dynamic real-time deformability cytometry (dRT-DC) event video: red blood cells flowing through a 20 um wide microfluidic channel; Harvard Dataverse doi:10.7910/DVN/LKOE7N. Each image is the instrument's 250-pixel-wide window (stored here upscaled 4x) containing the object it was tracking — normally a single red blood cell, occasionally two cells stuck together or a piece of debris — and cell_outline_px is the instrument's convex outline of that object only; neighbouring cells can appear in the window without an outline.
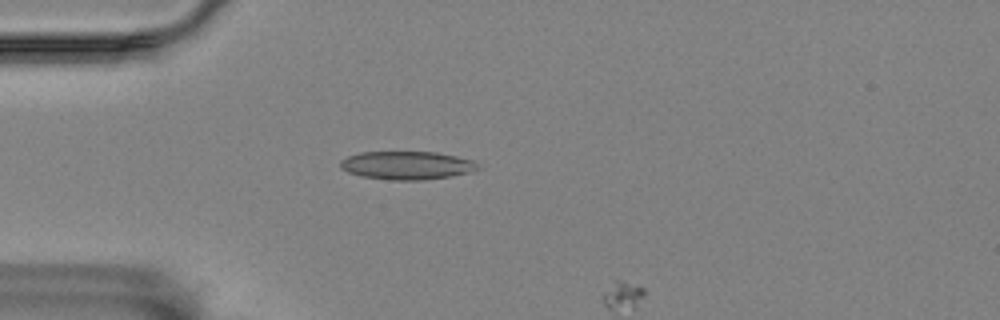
{"species": "Egyptian fruit bat (a non-hibernating species)", "species_latin": "Rousettus aegyptiacus", "temperature_condition": "room temperature", "stored_images_in_passage": 4, "camera_frame_rate_fps": 3000, "um_per_image_px": 0.085, "animal": {"sex": "female"}, "frame": {"image": 1, "passage_image": 3, "time_ms": 2.333, "image_size_px": [1000, 320], "cell_outline_px": [[480, 168], [472, 172], [452, 176], [424, 180], [392, 180], [360, 176], [348, 172], [340, 168], [340, 160], [348, 156], [360, 152], [436, 152], [456, 156], [472, 160]], "centroid_in_image_um": [34.57, 14.06], "position_along_channel_um": 50.4, "area_um2": 22.72}}